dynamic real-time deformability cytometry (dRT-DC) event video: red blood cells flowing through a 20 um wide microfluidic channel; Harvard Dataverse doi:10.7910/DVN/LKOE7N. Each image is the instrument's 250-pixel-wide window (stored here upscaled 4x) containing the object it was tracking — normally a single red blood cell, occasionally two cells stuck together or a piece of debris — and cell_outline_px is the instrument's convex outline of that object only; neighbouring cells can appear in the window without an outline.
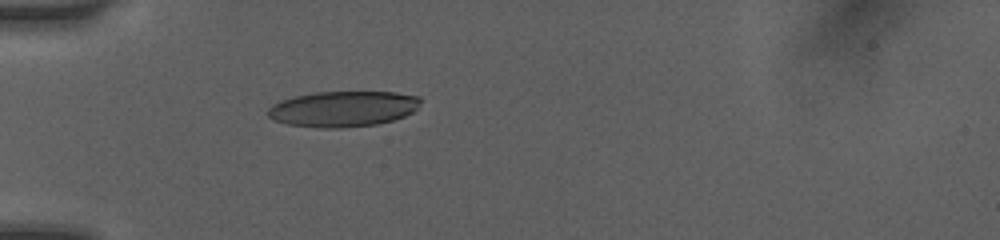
{"species": "human", "species_latin": "Homo sapiens", "temperature_condition": "room temperature", "stored_images_in_passage": 33, "camera_frame_rate_fps": 3000, "um_per_image_px": 0.085, "donor": {"sex": "female"}, "frame": {"image": 1, "passage_image": 1, "time_ms": 0.0, "image_size_px": [1000, 240], "cell_outline_px": [[420, 100], [416, 108], [412, 112], [404, 116], [392, 120], [376, 124], [340, 128], [320, 128], [288, 124], [272, 120], [268, 116], [268, 108], [272, 104], [280, 100], [312, 92], [396, 92], [420, 96]], "centroid_in_image_um": [29.12, 9.25], "position_along_channel_um": 55.9, "area_um2": 31.73}}
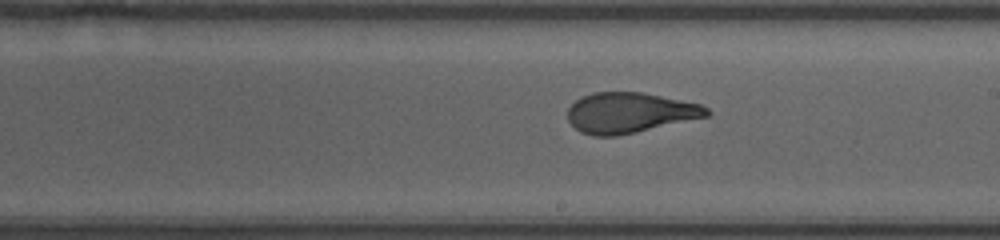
{"frame": {"image": 2, "passage_image": 14, "time_ms": 4.667, "image_size_px": [1000, 240], "cell_outline_px": [[712, 112], [708, 116], [636, 132], [616, 136], [592, 136], [580, 132], [568, 120], [568, 108], [576, 100], [592, 92], [640, 92], [700, 104], [708, 108]], "centroid_in_image_um": [53.51, 9.59], "position_along_channel_um": 235.5, "area_um2": 32.48}}
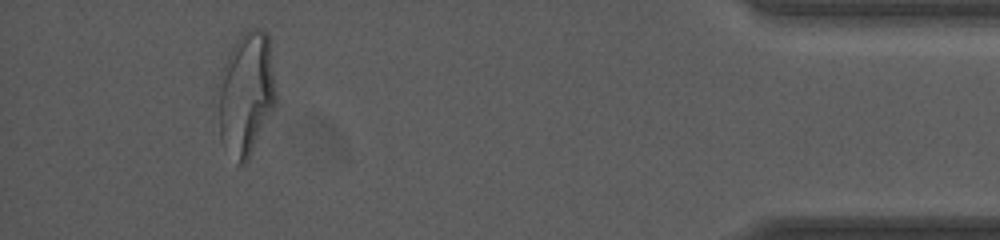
{"frame": {"image": 3, "passage_image": 30, "time_ms": 10.333, "image_size_px": [1000, 240], "cell_outline_px": [[276, 104], [248, 160], [244, 164], [236, 164], [220, 140], [212, 108], [216, 88], [228, 52], [236, 40], [244, 32], [252, 28], [264, 28], [268, 36], [276, 88]], "centroid_in_image_um": [20.83, 8.02], "position_along_channel_um": 414.4, "area_um2": 43.29}, "authors_computed_cell_mechanics": {"area_um2": 33.4084, "velocity_mm_per_s": 4.13, "shape_relaxation_time_tau1_ms": 4.297, "shape_relaxation_time_tau2_ms": 0.808, "deformation_change_tau1": 0.21, "deformation_change_tau2": 0.0886}}